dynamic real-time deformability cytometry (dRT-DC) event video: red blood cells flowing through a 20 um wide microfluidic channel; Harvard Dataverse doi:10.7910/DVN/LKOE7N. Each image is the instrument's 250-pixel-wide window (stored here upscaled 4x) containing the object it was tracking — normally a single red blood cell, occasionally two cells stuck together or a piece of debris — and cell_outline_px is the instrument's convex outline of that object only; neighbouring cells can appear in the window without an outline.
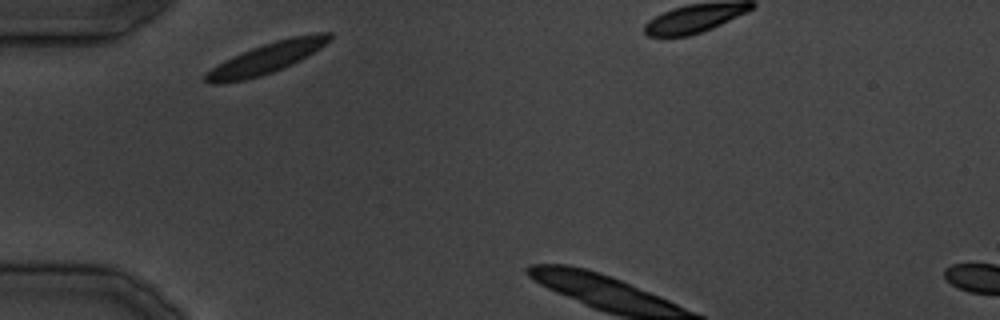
{"species": "common noctule bat (a hibernating species)", "species_latin": "Nyctalus noctula", "temperature_condition": "cold", "stored_images_in_passage": 14, "camera_frame_rate_fps": 3000, "um_per_image_px": 0.085, "animal": {"sex": "male", "body_mass_g": 19.5, "forearm_length_mm": 54.6}, "frame": {"image": 1, "passage_image": 1, "time_ms": 0.0, "image_size_px": [1000, 320], "cell_outline_px": [[332, 40], [320, 48], [300, 60], [292, 64], [272, 72], [260, 76], [244, 80], [216, 84], [212, 84], [204, 80], [204, 72], [224, 60], [252, 48], [276, 40], [292, 36], [316, 32], [332, 32]], "centroid_in_image_um": [22.67, 4.93], "position_along_channel_um": 62.3, "area_um2": 22.14}}
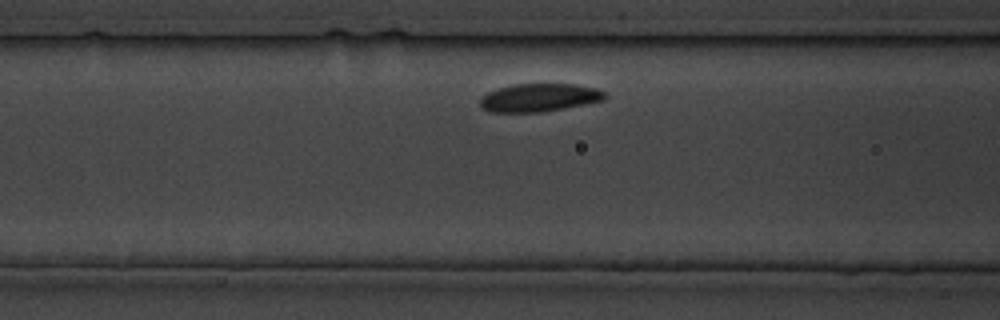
{"frame": {"image": 2, "passage_image": 5, "time_ms": 4.667, "image_size_px": [1000, 320], "cell_outline_px": [[608, 96], [604, 100], [564, 108], [540, 112], [488, 112], [480, 104], [480, 100], [488, 92], [512, 84], [572, 84], [596, 88], [604, 92]], "centroid_in_image_um": [45.85, 8.3], "position_along_channel_um": 120.8, "area_um2": 20.23}}
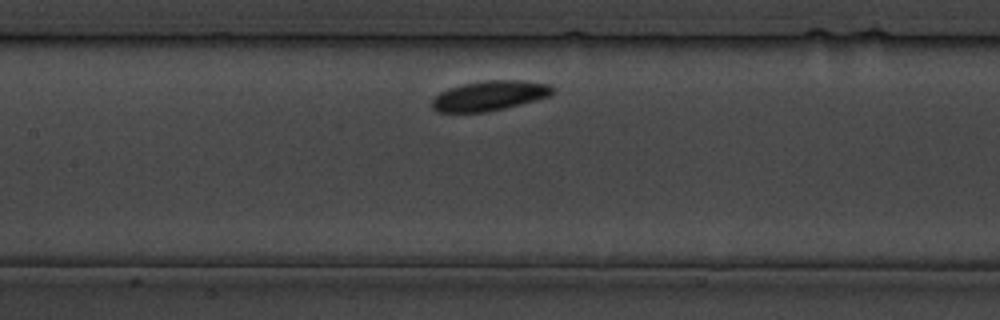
{"frame": {"image": 3, "passage_image": 8, "time_ms": 8.0, "image_size_px": [1000, 320], "cell_outline_px": [[552, 92], [548, 96], [536, 100], [488, 112], [436, 112], [432, 108], [432, 100], [440, 92], [448, 88], [460, 84], [488, 80], [520, 80], [548, 84], [552, 88]], "centroid_in_image_um": [41.55, 8.14], "position_along_channel_um": 165.8, "area_um2": 20.87}}